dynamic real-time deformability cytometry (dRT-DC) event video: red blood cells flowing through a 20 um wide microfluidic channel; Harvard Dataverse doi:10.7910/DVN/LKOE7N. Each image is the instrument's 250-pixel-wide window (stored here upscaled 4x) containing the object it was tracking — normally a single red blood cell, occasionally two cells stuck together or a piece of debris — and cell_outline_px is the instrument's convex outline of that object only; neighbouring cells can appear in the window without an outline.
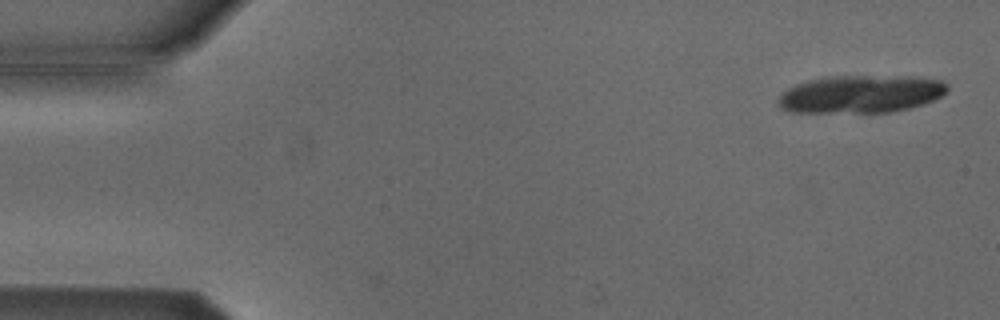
{"species": "Egyptian fruit bat (a non-hibernating species)", "species_latin": "Rousettus aegyptiacus", "temperature_condition": "cold", "stored_images_in_passage": 2, "camera_frame_rate_fps": 3000, "um_per_image_px": 0.085, "animal": {"sex": "male"}, "frame": {"image": 1, "passage_image": 2, "time_ms": 0.333, "image_size_px": [1000, 320], "cell_outline_px": [[948, 88], [940, 96], [924, 104], [908, 108], [888, 112], [792, 112], [780, 108], [776, 104], [780, 96], [788, 88], [796, 84], [808, 80], [824, 76], [912, 76], [944, 80], [948, 84]], "centroid_in_image_um": [73.16, 7.98], "position_along_channel_um": 11.8, "area_um2": 37.28}}